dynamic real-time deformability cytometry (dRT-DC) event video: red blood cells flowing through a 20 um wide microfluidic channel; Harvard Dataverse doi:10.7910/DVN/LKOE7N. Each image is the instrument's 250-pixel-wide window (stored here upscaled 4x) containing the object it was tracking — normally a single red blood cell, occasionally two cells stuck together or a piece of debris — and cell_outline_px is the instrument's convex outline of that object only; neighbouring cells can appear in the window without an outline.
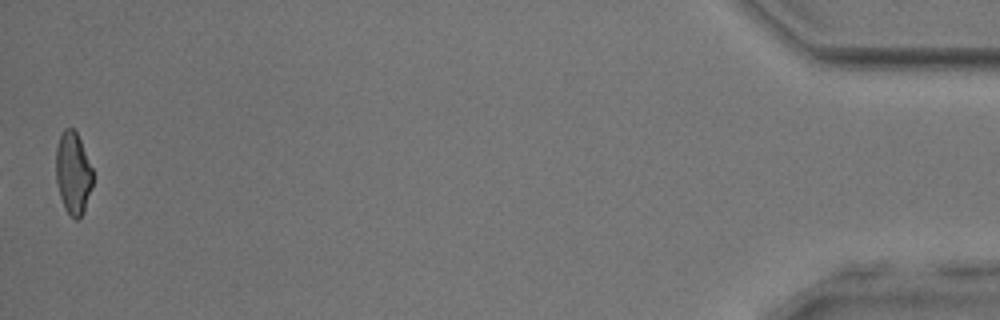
{"species": "common noctule bat (a hibernating species)", "species_latin": "Nyctalus noctula", "temperature_condition": "room temperature", "stored_images_in_passage": 37, "camera_frame_rate_fps": 3000, "um_per_image_px": 0.085, "animal": {"sex": "male", "body_mass_g": 17.9, "forearm_length_mm": 54.2}, "frame": {"image": 1, "passage_image": 37, "time_ms": 12.0, "image_size_px": [1000, 320], "cell_outline_px": [[92, 184], [84, 212], [76, 220], [64, 208], [60, 196], [56, 180], [56, 148], [60, 136], [64, 128], [72, 128], [76, 132], [80, 140], [92, 168]], "centroid_in_image_um": [6.2, 14.71], "position_along_channel_um": 429.0, "area_um2": 17.4}, "authors_computed_cell_mechanics": {"area_um2": 18.5538, "velocity_mm_per_s": 3.8753, "shape_relaxation_time_tau1_ms": null, "shape_relaxation_time_tau2_ms": 2.3745, "deformation_change_tau1": null, "deformation_change_tau2": 0.1068}}